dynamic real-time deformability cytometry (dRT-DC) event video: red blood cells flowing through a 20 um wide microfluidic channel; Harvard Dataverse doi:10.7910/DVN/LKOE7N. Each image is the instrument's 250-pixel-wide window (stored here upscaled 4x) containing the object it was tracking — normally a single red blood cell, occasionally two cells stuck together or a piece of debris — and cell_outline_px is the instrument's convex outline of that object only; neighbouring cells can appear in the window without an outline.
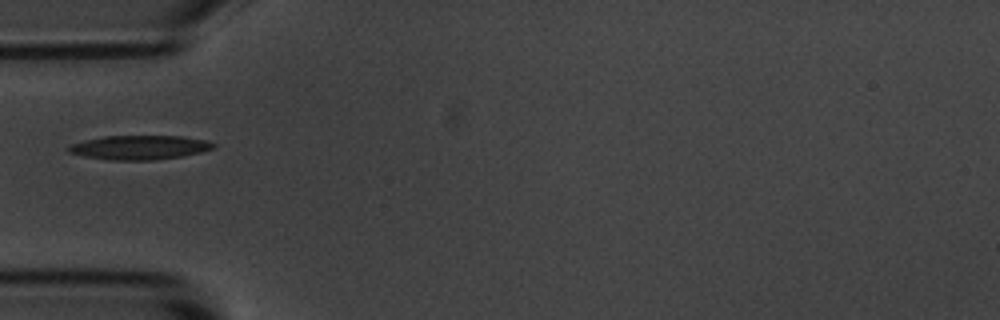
{"species": "common noctule bat (a hibernating species)", "species_latin": "Nyctalus noctula", "temperature_condition": "room temperature", "stored_images_in_passage": 5, "camera_frame_rate_fps": 3000, "um_per_image_px": 0.085, "animal": {"sex": "male", "body_mass_g": 20.1, "forearm_length_mm": 53.5}, "frame": {"image": 1, "passage_image": 5, "time_ms": 5.333, "image_size_px": [1000, 320], "cell_outline_px": [[216, 148], [184, 156], [156, 160], [112, 160], [84, 156], [68, 152], [64, 148], [72, 144], [84, 140], [104, 136], [180, 136], [208, 140], [216, 144]], "centroid_in_image_um": [11.88, 12.53], "position_along_channel_um": 73.1, "area_um2": 20.58}}